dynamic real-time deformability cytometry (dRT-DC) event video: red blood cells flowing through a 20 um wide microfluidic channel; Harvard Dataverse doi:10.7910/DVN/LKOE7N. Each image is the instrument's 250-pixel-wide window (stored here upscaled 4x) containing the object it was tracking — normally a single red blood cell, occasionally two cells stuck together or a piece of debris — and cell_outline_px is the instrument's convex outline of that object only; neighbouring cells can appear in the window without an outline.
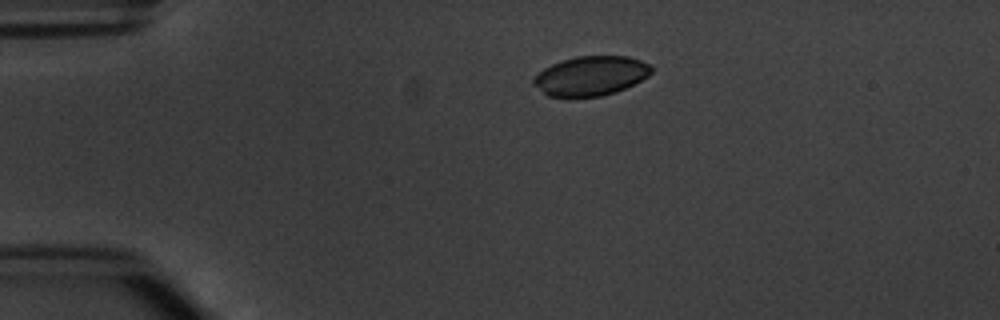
{"species": "common noctule bat (a hibernating species)", "species_latin": "Nyctalus noctula", "temperature_condition": "warm", "stored_images_in_passage": 4, "camera_frame_rate_fps": 3000, "um_per_image_px": 0.085, "animal": {"sex": "male", "body_mass_g": 20.1, "forearm_length_mm": 53.5}, "frame": {"image": 1, "passage_image": 1, "time_ms": 0.0, "image_size_px": [1000, 320], "cell_outline_px": [[652, 72], [648, 76], [616, 92], [600, 96], [548, 96], [532, 84], [532, 80], [544, 68], [552, 64], [576, 56], [628, 56], [652, 64]], "centroid_in_image_um": [50.23, 6.43], "position_along_channel_um": 34.8, "area_um2": 26.82}}